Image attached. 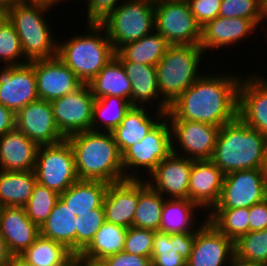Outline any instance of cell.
Instances as JSON below:
<instances>
[{"instance_id":"cell-1","label":"cell","mask_w":267,"mask_h":266,"mask_svg":"<svg viewBox=\"0 0 267 266\" xmlns=\"http://www.w3.org/2000/svg\"><path fill=\"white\" fill-rule=\"evenodd\" d=\"M224 72L201 75L169 106L168 120H186L221 127L238 117L242 75Z\"/></svg>"},{"instance_id":"cell-2","label":"cell","mask_w":267,"mask_h":266,"mask_svg":"<svg viewBox=\"0 0 267 266\" xmlns=\"http://www.w3.org/2000/svg\"><path fill=\"white\" fill-rule=\"evenodd\" d=\"M80 180L115 183L125 180L122 154L112 132L84 131L66 138Z\"/></svg>"},{"instance_id":"cell-3","label":"cell","mask_w":267,"mask_h":266,"mask_svg":"<svg viewBox=\"0 0 267 266\" xmlns=\"http://www.w3.org/2000/svg\"><path fill=\"white\" fill-rule=\"evenodd\" d=\"M267 138L239 117L221 126L211 161L226 175L263 169Z\"/></svg>"},{"instance_id":"cell-4","label":"cell","mask_w":267,"mask_h":266,"mask_svg":"<svg viewBox=\"0 0 267 266\" xmlns=\"http://www.w3.org/2000/svg\"><path fill=\"white\" fill-rule=\"evenodd\" d=\"M86 24L88 33L57 40V57L83 84H89L116 53L101 24Z\"/></svg>"},{"instance_id":"cell-5","label":"cell","mask_w":267,"mask_h":266,"mask_svg":"<svg viewBox=\"0 0 267 266\" xmlns=\"http://www.w3.org/2000/svg\"><path fill=\"white\" fill-rule=\"evenodd\" d=\"M109 183L78 179L60 194L62 201L72 209L73 230H76V255L93 240L95 233L106 222L103 200Z\"/></svg>"},{"instance_id":"cell-6","label":"cell","mask_w":267,"mask_h":266,"mask_svg":"<svg viewBox=\"0 0 267 266\" xmlns=\"http://www.w3.org/2000/svg\"><path fill=\"white\" fill-rule=\"evenodd\" d=\"M51 8L43 3L17 2L8 9V20L21 40L24 57L29 63L57 56L58 41L45 18Z\"/></svg>"},{"instance_id":"cell-7","label":"cell","mask_w":267,"mask_h":266,"mask_svg":"<svg viewBox=\"0 0 267 266\" xmlns=\"http://www.w3.org/2000/svg\"><path fill=\"white\" fill-rule=\"evenodd\" d=\"M200 45H170L155 66L161 98L170 106L202 74Z\"/></svg>"},{"instance_id":"cell-8","label":"cell","mask_w":267,"mask_h":266,"mask_svg":"<svg viewBox=\"0 0 267 266\" xmlns=\"http://www.w3.org/2000/svg\"><path fill=\"white\" fill-rule=\"evenodd\" d=\"M115 51L155 30V3L147 0H123L100 23Z\"/></svg>"},{"instance_id":"cell-9","label":"cell","mask_w":267,"mask_h":266,"mask_svg":"<svg viewBox=\"0 0 267 266\" xmlns=\"http://www.w3.org/2000/svg\"><path fill=\"white\" fill-rule=\"evenodd\" d=\"M171 152V126L165 116L147 136L122 154L125 178L141 179L139 174L144 175L143 170L149 175Z\"/></svg>"},{"instance_id":"cell-10","label":"cell","mask_w":267,"mask_h":266,"mask_svg":"<svg viewBox=\"0 0 267 266\" xmlns=\"http://www.w3.org/2000/svg\"><path fill=\"white\" fill-rule=\"evenodd\" d=\"M155 30L170 45H200L201 27L187 0H159L155 3Z\"/></svg>"},{"instance_id":"cell-11","label":"cell","mask_w":267,"mask_h":266,"mask_svg":"<svg viewBox=\"0 0 267 266\" xmlns=\"http://www.w3.org/2000/svg\"><path fill=\"white\" fill-rule=\"evenodd\" d=\"M37 182L61 194L77 180L74 154L65 139L57 144L41 145L36 154Z\"/></svg>"},{"instance_id":"cell-12","label":"cell","mask_w":267,"mask_h":266,"mask_svg":"<svg viewBox=\"0 0 267 266\" xmlns=\"http://www.w3.org/2000/svg\"><path fill=\"white\" fill-rule=\"evenodd\" d=\"M267 198L263 169L233 171L224 176L218 203L213 209L250 208Z\"/></svg>"},{"instance_id":"cell-13","label":"cell","mask_w":267,"mask_h":266,"mask_svg":"<svg viewBox=\"0 0 267 266\" xmlns=\"http://www.w3.org/2000/svg\"><path fill=\"white\" fill-rule=\"evenodd\" d=\"M95 98L88 84L51 102L55 123L60 133L68 136L91 130Z\"/></svg>"},{"instance_id":"cell-14","label":"cell","mask_w":267,"mask_h":266,"mask_svg":"<svg viewBox=\"0 0 267 266\" xmlns=\"http://www.w3.org/2000/svg\"><path fill=\"white\" fill-rule=\"evenodd\" d=\"M169 123L173 153L193 160L211 159L221 127L186 120Z\"/></svg>"},{"instance_id":"cell-15","label":"cell","mask_w":267,"mask_h":266,"mask_svg":"<svg viewBox=\"0 0 267 266\" xmlns=\"http://www.w3.org/2000/svg\"><path fill=\"white\" fill-rule=\"evenodd\" d=\"M193 161L171 152L148 176H142V179L145 177L147 184L166 199H189Z\"/></svg>"},{"instance_id":"cell-16","label":"cell","mask_w":267,"mask_h":266,"mask_svg":"<svg viewBox=\"0 0 267 266\" xmlns=\"http://www.w3.org/2000/svg\"><path fill=\"white\" fill-rule=\"evenodd\" d=\"M34 61L0 68V104L17 113L38 100Z\"/></svg>"},{"instance_id":"cell-17","label":"cell","mask_w":267,"mask_h":266,"mask_svg":"<svg viewBox=\"0 0 267 266\" xmlns=\"http://www.w3.org/2000/svg\"><path fill=\"white\" fill-rule=\"evenodd\" d=\"M15 128L38 146L57 144L66 138L53 117L51 102L38 99L16 113Z\"/></svg>"},{"instance_id":"cell-18","label":"cell","mask_w":267,"mask_h":266,"mask_svg":"<svg viewBox=\"0 0 267 266\" xmlns=\"http://www.w3.org/2000/svg\"><path fill=\"white\" fill-rule=\"evenodd\" d=\"M234 255V241L206 220L195 232L187 266H229Z\"/></svg>"},{"instance_id":"cell-19","label":"cell","mask_w":267,"mask_h":266,"mask_svg":"<svg viewBox=\"0 0 267 266\" xmlns=\"http://www.w3.org/2000/svg\"><path fill=\"white\" fill-rule=\"evenodd\" d=\"M258 74L242 76L238 90V117L267 138V79Z\"/></svg>"},{"instance_id":"cell-20","label":"cell","mask_w":267,"mask_h":266,"mask_svg":"<svg viewBox=\"0 0 267 266\" xmlns=\"http://www.w3.org/2000/svg\"><path fill=\"white\" fill-rule=\"evenodd\" d=\"M266 20H250L242 17L227 18L217 16L201 27L200 47L204 50H216L236 45L243 38L254 35L255 30ZM257 28V29H256ZM252 33V34H251ZM206 51V52H205Z\"/></svg>"},{"instance_id":"cell-21","label":"cell","mask_w":267,"mask_h":266,"mask_svg":"<svg viewBox=\"0 0 267 266\" xmlns=\"http://www.w3.org/2000/svg\"><path fill=\"white\" fill-rule=\"evenodd\" d=\"M38 98L52 102L78 89L83 83L57 57L34 61Z\"/></svg>"},{"instance_id":"cell-22","label":"cell","mask_w":267,"mask_h":266,"mask_svg":"<svg viewBox=\"0 0 267 266\" xmlns=\"http://www.w3.org/2000/svg\"><path fill=\"white\" fill-rule=\"evenodd\" d=\"M225 174L211 160H194L189 180V200L205 214L218 203Z\"/></svg>"},{"instance_id":"cell-23","label":"cell","mask_w":267,"mask_h":266,"mask_svg":"<svg viewBox=\"0 0 267 266\" xmlns=\"http://www.w3.org/2000/svg\"><path fill=\"white\" fill-rule=\"evenodd\" d=\"M139 199V179L111 183L103 200L106 222L129 228Z\"/></svg>"},{"instance_id":"cell-24","label":"cell","mask_w":267,"mask_h":266,"mask_svg":"<svg viewBox=\"0 0 267 266\" xmlns=\"http://www.w3.org/2000/svg\"><path fill=\"white\" fill-rule=\"evenodd\" d=\"M0 235L10 253L19 256L35 242L40 235V229L27 217L24 207H3Z\"/></svg>"},{"instance_id":"cell-25","label":"cell","mask_w":267,"mask_h":266,"mask_svg":"<svg viewBox=\"0 0 267 266\" xmlns=\"http://www.w3.org/2000/svg\"><path fill=\"white\" fill-rule=\"evenodd\" d=\"M38 147L16 128L0 136V170L34 171Z\"/></svg>"},{"instance_id":"cell-26","label":"cell","mask_w":267,"mask_h":266,"mask_svg":"<svg viewBox=\"0 0 267 266\" xmlns=\"http://www.w3.org/2000/svg\"><path fill=\"white\" fill-rule=\"evenodd\" d=\"M121 64L132 86V106L149 107V104L157 100L159 103L155 105L157 111L166 113L169 105L160 96L156 67L135 62H121Z\"/></svg>"},{"instance_id":"cell-27","label":"cell","mask_w":267,"mask_h":266,"mask_svg":"<svg viewBox=\"0 0 267 266\" xmlns=\"http://www.w3.org/2000/svg\"><path fill=\"white\" fill-rule=\"evenodd\" d=\"M164 117L163 111L155 110L153 114L145 107L131 106L121 123L112 131L121 154L147 136Z\"/></svg>"},{"instance_id":"cell-28","label":"cell","mask_w":267,"mask_h":266,"mask_svg":"<svg viewBox=\"0 0 267 266\" xmlns=\"http://www.w3.org/2000/svg\"><path fill=\"white\" fill-rule=\"evenodd\" d=\"M195 232L168 234L156 231L152 244V266H187Z\"/></svg>"},{"instance_id":"cell-29","label":"cell","mask_w":267,"mask_h":266,"mask_svg":"<svg viewBox=\"0 0 267 266\" xmlns=\"http://www.w3.org/2000/svg\"><path fill=\"white\" fill-rule=\"evenodd\" d=\"M199 210L197 211V209ZM202 210L197 204L189 199H165L162 208L160 232L168 234L196 232L207 220L197 222ZM196 213H195V212ZM199 223V225H198ZM198 225V226H197Z\"/></svg>"},{"instance_id":"cell-30","label":"cell","mask_w":267,"mask_h":266,"mask_svg":"<svg viewBox=\"0 0 267 266\" xmlns=\"http://www.w3.org/2000/svg\"><path fill=\"white\" fill-rule=\"evenodd\" d=\"M95 99L118 96L132 106V86L121 62L114 57L88 84Z\"/></svg>"},{"instance_id":"cell-31","label":"cell","mask_w":267,"mask_h":266,"mask_svg":"<svg viewBox=\"0 0 267 266\" xmlns=\"http://www.w3.org/2000/svg\"><path fill=\"white\" fill-rule=\"evenodd\" d=\"M170 44L156 30L137 41L121 46L115 53L120 62H135L156 66Z\"/></svg>"},{"instance_id":"cell-32","label":"cell","mask_w":267,"mask_h":266,"mask_svg":"<svg viewBox=\"0 0 267 266\" xmlns=\"http://www.w3.org/2000/svg\"><path fill=\"white\" fill-rule=\"evenodd\" d=\"M36 183L35 171L0 170V202L4 207H24Z\"/></svg>"},{"instance_id":"cell-33","label":"cell","mask_w":267,"mask_h":266,"mask_svg":"<svg viewBox=\"0 0 267 266\" xmlns=\"http://www.w3.org/2000/svg\"><path fill=\"white\" fill-rule=\"evenodd\" d=\"M39 229L41 236L63 244L76 255V230H73L72 209L61 198Z\"/></svg>"},{"instance_id":"cell-34","label":"cell","mask_w":267,"mask_h":266,"mask_svg":"<svg viewBox=\"0 0 267 266\" xmlns=\"http://www.w3.org/2000/svg\"><path fill=\"white\" fill-rule=\"evenodd\" d=\"M127 229L105 222L79 255L87 260L101 262L106 257L123 251Z\"/></svg>"},{"instance_id":"cell-35","label":"cell","mask_w":267,"mask_h":266,"mask_svg":"<svg viewBox=\"0 0 267 266\" xmlns=\"http://www.w3.org/2000/svg\"><path fill=\"white\" fill-rule=\"evenodd\" d=\"M164 198L145 181L139 179V199L133 218V227L160 231Z\"/></svg>"},{"instance_id":"cell-36","label":"cell","mask_w":267,"mask_h":266,"mask_svg":"<svg viewBox=\"0 0 267 266\" xmlns=\"http://www.w3.org/2000/svg\"><path fill=\"white\" fill-rule=\"evenodd\" d=\"M130 108L131 103L118 96L96 99L93 106L91 131L112 132Z\"/></svg>"},{"instance_id":"cell-37","label":"cell","mask_w":267,"mask_h":266,"mask_svg":"<svg viewBox=\"0 0 267 266\" xmlns=\"http://www.w3.org/2000/svg\"><path fill=\"white\" fill-rule=\"evenodd\" d=\"M73 255L63 244L39 235L19 256L31 266H62Z\"/></svg>"},{"instance_id":"cell-38","label":"cell","mask_w":267,"mask_h":266,"mask_svg":"<svg viewBox=\"0 0 267 266\" xmlns=\"http://www.w3.org/2000/svg\"><path fill=\"white\" fill-rule=\"evenodd\" d=\"M206 219L234 242L249 232V208L212 209Z\"/></svg>"},{"instance_id":"cell-39","label":"cell","mask_w":267,"mask_h":266,"mask_svg":"<svg viewBox=\"0 0 267 266\" xmlns=\"http://www.w3.org/2000/svg\"><path fill=\"white\" fill-rule=\"evenodd\" d=\"M59 198V193L37 182L24 206L27 217L38 227L42 226Z\"/></svg>"},{"instance_id":"cell-40","label":"cell","mask_w":267,"mask_h":266,"mask_svg":"<svg viewBox=\"0 0 267 266\" xmlns=\"http://www.w3.org/2000/svg\"><path fill=\"white\" fill-rule=\"evenodd\" d=\"M235 256L267 265V229L250 231L234 242Z\"/></svg>"},{"instance_id":"cell-41","label":"cell","mask_w":267,"mask_h":266,"mask_svg":"<svg viewBox=\"0 0 267 266\" xmlns=\"http://www.w3.org/2000/svg\"><path fill=\"white\" fill-rule=\"evenodd\" d=\"M0 61L4 67L29 63L24 57L21 40L8 19L0 24Z\"/></svg>"},{"instance_id":"cell-42","label":"cell","mask_w":267,"mask_h":266,"mask_svg":"<svg viewBox=\"0 0 267 266\" xmlns=\"http://www.w3.org/2000/svg\"><path fill=\"white\" fill-rule=\"evenodd\" d=\"M219 16L266 20V2L265 0H222Z\"/></svg>"},{"instance_id":"cell-43","label":"cell","mask_w":267,"mask_h":266,"mask_svg":"<svg viewBox=\"0 0 267 266\" xmlns=\"http://www.w3.org/2000/svg\"><path fill=\"white\" fill-rule=\"evenodd\" d=\"M155 232L150 229L129 227L126 231L123 251L151 259Z\"/></svg>"},{"instance_id":"cell-44","label":"cell","mask_w":267,"mask_h":266,"mask_svg":"<svg viewBox=\"0 0 267 266\" xmlns=\"http://www.w3.org/2000/svg\"><path fill=\"white\" fill-rule=\"evenodd\" d=\"M196 22L203 27L219 16L222 0H187Z\"/></svg>"},{"instance_id":"cell-45","label":"cell","mask_w":267,"mask_h":266,"mask_svg":"<svg viewBox=\"0 0 267 266\" xmlns=\"http://www.w3.org/2000/svg\"><path fill=\"white\" fill-rule=\"evenodd\" d=\"M121 0H86L87 23L100 24L120 4Z\"/></svg>"},{"instance_id":"cell-46","label":"cell","mask_w":267,"mask_h":266,"mask_svg":"<svg viewBox=\"0 0 267 266\" xmlns=\"http://www.w3.org/2000/svg\"><path fill=\"white\" fill-rule=\"evenodd\" d=\"M101 262L104 266H152L150 258L125 251L106 257Z\"/></svg>"},{"instance_id":"cell-47","label":"cell","mask_w":267,"mask_h":266,"mask_svg":"<svg viewBox=\"0 0 267 266\" xmlns=\"http://www.w3.org/2000/svg\"><path fill=\"white\" fill-rule=\"evenodd\" d=\"M267 229V198L249 208V232Z\"/></svg>"},{"instance_id":"cell-48","label":"cell","mask_w":267,"mask_h":266,"mask_svg":"<svg viewBox=\"0 0 267 266\" xmlns=\"http://www.w3.org/2000/svg\"><path fill=\"white\" fill-rule=\"evenodd\" d=\"M16 114L0 104V136L15 129Z\"/></svg>"},{"instance_id":"cell-49","label":"cell","mask_w":267,"mask_h":266,"mask_svg":"<svg viewBox=\"0 0 267 266\" xmlns=\"http://www.w3.org/2000/svg\"><path fill=\"white\" fill-rule=\"evenodd\" d=\"M13 255L10 253L7 244L3 237L0 235V266H8Z\"/></svg>"},{"instance_id":"cell-50","label":"cell","mask_w":267,"mask_h":266,"mask_svg":"<svg viewBox=\"0 0 267 266\" xmlns=\"http://www.w3.org/2000/svg\"><path fill=\"white\" fill-rule=\"evenodd\" d=\"M229 266H267L262 263L249 262L243 259H240L234 255L232 262Z\"/></svg>"},{"instance_id":"cell-51","label":"cell","mask_w":267,"mask_h":266,"mask_svg":"<svg viewBox=\"0 0 267 266\" xmlns=\"http://www.w3.org/2000/svg\"><path fill=\"white\" fill-rule=\"evenodd\" d=\"M8 266H31L20 256H12L8 262Z\"/></svg>"},{"instance_id":"cell-52","label":"cell","mask_w":267,"mask_h":266,"mask_svg":"<svg viewBox=\"0 0 267 266\" xmlns=\"http://www.w3.org/2000/svg\"><path fill=\"white\" fill-rule=\"evenodd\" d=\"M19 2L43 3L51 7H54V5L56 7L58 4V0H19Z\"/></svg>"},{"instance_id":"cell-53","label":"cell","mask_w":267,"mask_h":266,"mask_svg":"<svg viewBox=\"0 0 267 266\" xmlns=\"http://www.w3.org/2000/svg\"><path fill=\"white\" fill-rule=\"evenodd\" d=\"M62 266H80V255H73Z\"/></svg>"},{"instance_id":"cell-54","label":"cell","mask_w":267,"mask_h":266,"mask_svg":"<svg viewBox=\"0 0 267 266\" xmlns=\"http://www.w3.org/2000/svg\"><path fill=\"white\" fill-rule=\"evenodd\" d=\"M80 266H104L102 262L91 261L80 256Z\"/></svg>"},{"instance_id":"cell-55","label":"cell","mask_w":267,"mask_h":266,"mask_svg":"<svg viewBox=\"0 0 267 266\" xmlns=\"http://www.w3.org/2000/svg\"><path fill=\"white\" fill-rule=\"evenodd\" d=\"M8 19V9L0 5V24Z\"/></svg>"},{"instance_id":"cell-56","label":"cell","mask_w":267,"mask_h":266,"mask_svg":"<svg viewBox=\"0 0 267 266\" xmlns=\"http://www.w3.org/2000/svg\"><path fill=\"white\" fill-rule=\"evenodd\" d=\"M17 2H19V0H0V5L10 9Z\"/></svg>"},{"instance_id":"cell-57","label":"cell","mask_w":267,"mask_h":266,"mask_svg":"<svg viewBox=\"0 0 267 266\" xmlns=\"http://www.w3.org/2000/svg\"><path fill=\"white\" fill-rule=\"evenodd\" d=\"M263 170H264L265 176L267 177V143H266V149H265V162H264Z\"/></svg>"},{"instance_id":"cell-58","label":"cell","mask_w":267,"mask_h":266,"mask_svg":"<svg viewBox=\"0 0 267 266\" xmlns=\"http://www.w3.org/2000/svg\"><path fill=\"white\" fill-rule=\"evenodd\" d=\"M3 204L0 202V217H1V212H2V210H3Z\"/></svg>"},{"instance_id":"cell-59","label":"cell","mask_w":267,"mask_h":266,"mask_svg":"<svg viewBox=\"0 0 267 266\" xmlns=\"http://www.w3.org/2000/svg\"><path fill=\"white\" fill-rule=\"evenodd\" d=\"M147 1H150V2H152V3H156V2L159 1V0H147Z\"/></svg>"},{"instance_id":"cell-60","label":"cell","mask_w":267,"mask_h":266,"mask_svg":"<svg viewBox=\"0 0 267 266\" xmlns=\"http://www.w3.org/2000/svg\"><path fill=\"white\" fill-rule=\"evenodd\" d=\"M266 2V20H267V0H265Z\"/></svg>"},{"instance_id":"cell-61","label":"cell","mask_w":267,"mask_h":266,"mask_svg":"<svg viewBox=\"0 0 267 266\" xmlns=\"http://www.w3.org/2000/svg\"><path fill=\"white\" fill-rule=\"evenodd\" d=\"M64 1H67V0H58V3H62V2H64Z\"/></svg>"}]
</instances>
